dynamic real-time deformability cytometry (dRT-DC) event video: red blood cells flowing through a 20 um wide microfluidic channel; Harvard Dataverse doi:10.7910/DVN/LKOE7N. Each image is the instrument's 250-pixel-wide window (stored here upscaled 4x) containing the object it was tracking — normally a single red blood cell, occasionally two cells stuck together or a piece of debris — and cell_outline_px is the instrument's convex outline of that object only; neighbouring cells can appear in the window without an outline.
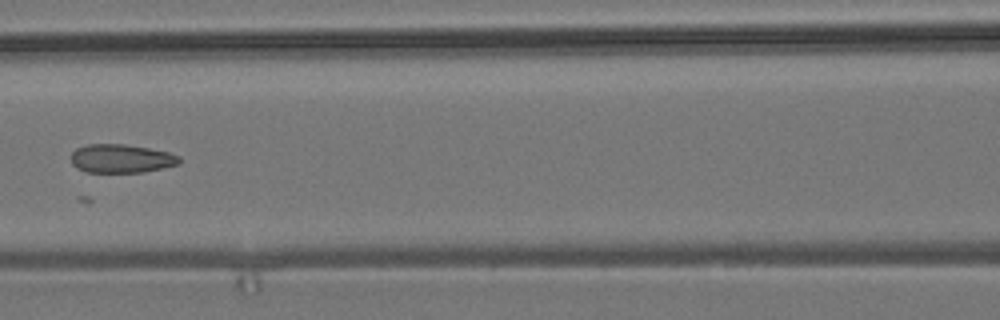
{"species": "common noctule bat (a hibernating species)", "species_latin": "Nyctalus noctula", "temperature_condition": "room temperature", "stored_images_in_passage": 8, "camera_frame_rate_fps": 3000, "um_per_image_px": 0.085, "animal": {"sex": "male", "body_mass_g": 19.2, "forearm_length_mm": 51.8}, "frame": {"image": 1, "passage_image": 6, "time_ms": 6.0, "image_size_px": [1000, 320], "cell_outline_px": [[180, 164], [144, 172], [88, 172], [76, 168], [72, 164], [72, 152], [76, 148], [88, 144], [124, 144], [148, 148], [168, 152], [180, 156]], "centroid_in_image_um": [10.31, 13.48], "position_along_channel_um": 156.3, "area_um2": 18.03}}
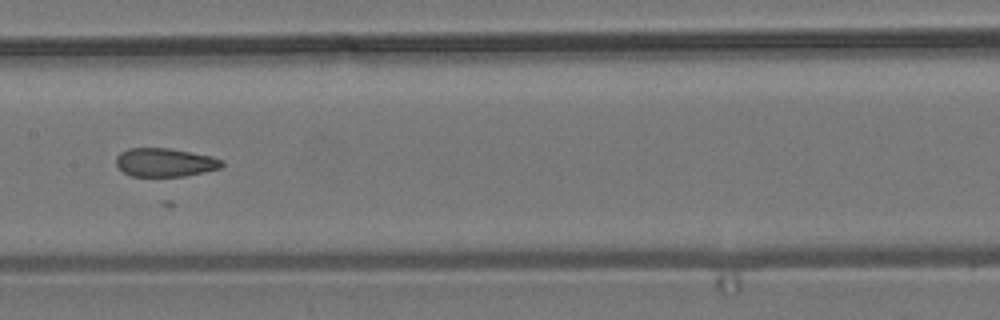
{"frame": {"image": 2, "passage_image": 7, "time_ms": 7.0, "image_size_px": [1000, 320], "cell_outline_px": [[224, 164], [220, 168], [204, 172], [184, 176], [132, 176], [124, 172], [116, 164], [116, 156], [120, 152], [128, 148], [168, 148], [212, 156], [224, 160]], "centroid_in_image_um": [14.03, 13.8], "position_along_channel_um": 193.4, "area_um2": 17.57}}